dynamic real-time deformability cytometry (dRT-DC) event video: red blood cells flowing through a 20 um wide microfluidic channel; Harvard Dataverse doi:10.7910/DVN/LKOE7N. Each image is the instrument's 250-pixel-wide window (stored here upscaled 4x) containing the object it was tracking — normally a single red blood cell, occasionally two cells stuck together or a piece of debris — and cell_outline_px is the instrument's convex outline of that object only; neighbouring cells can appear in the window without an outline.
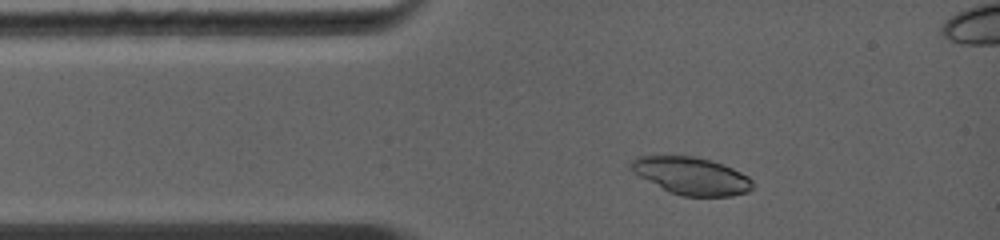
{"species": "common noctule bat (a hibernating species)", "species_latin": "Nyctalus noctula", "temperature_condition": "warm", "stored_images_in_passage": 15, "camera_frame_rate_fps": 5000, "um_per_image_px": 0.085, "animal": {"sex": "female", "body_mass_g": 19.0, "forearm_length_mm": 56.7}, "frame": {"image": 1, "passage_image": 1, "time_ms": 0.0, "image_size_px": [1000, 240], "cell_outline_px": [[752, 188], [748, 192], [732, 196], [680, 196], [668, 192], [632, 172], [628, 168], [628, 164], [636, 156], [696, 156], [724, 164], [748, 176], [752, 180]], "centroid_in_image_um": [58.73, 14.95], "position_along_channel_um": 26.3, "area_um2": 26.76}}
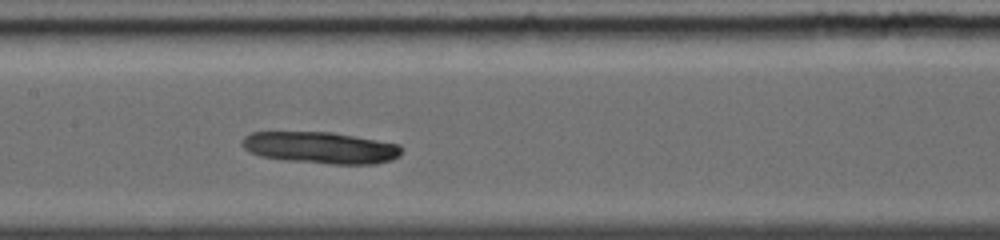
{"frame": {"image": 2, "passage_image": 8, "time_ms": 4.0, "image_size_px": [1000, 240], "cell_outline_px": [[404, 148], [400, 156], [392, 160], [376, 164], [332, 164], [284, 160], [260, 156], [248, 152], [240, 144], [240, 140], [244, 136], [252, 132], [332, 132], [400, 144]], "centroid_in_image_um": [27.25, 12.56], "position_along_channel_um": 180.1, "area_um2": 29.82}}
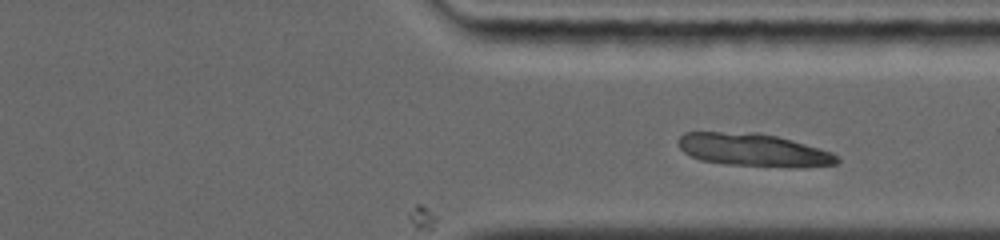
{"frame": {"image": 3, "passage_image": 15, "time_ms": 7.8, "image_size_px": [1000, 240], "cell_outline_px": [[840, 160], [836, 164], [796, 168], [728, 164], [700, 160], [684, 152], [680, 148], [680, 136], [684, 132], [756, 132], [776, 136], [792, 140], [832, 152]], "centroid_in_image_um": [64.07, 12.75], "position_along_channel_um": 347.3, "area_um2": 30.29}}